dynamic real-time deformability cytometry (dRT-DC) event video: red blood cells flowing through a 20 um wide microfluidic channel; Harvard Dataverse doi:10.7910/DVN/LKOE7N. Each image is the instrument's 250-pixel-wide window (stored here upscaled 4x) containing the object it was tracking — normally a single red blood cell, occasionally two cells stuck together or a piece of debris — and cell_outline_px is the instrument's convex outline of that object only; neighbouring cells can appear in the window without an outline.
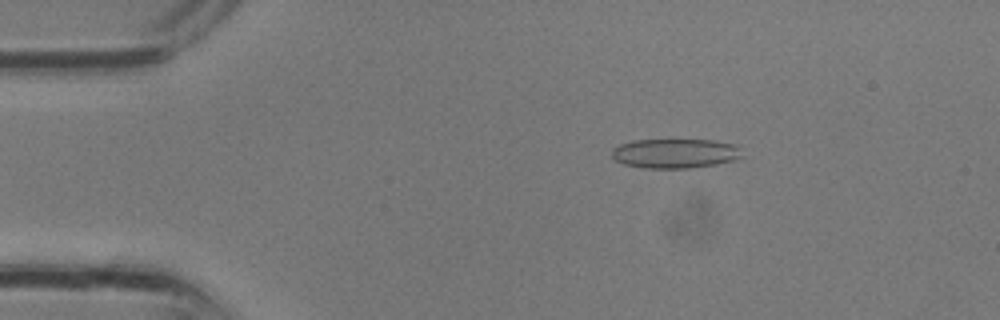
{"species": "common noctule bat (a hibernating species)", "species_latin": "Nyctalus noctula", "temperature_condition": "room temperature", "stored_images_in_passage": 9, "camera_frame_rate_fps": 3000, "um_per_image_px": 0.085, "animal": {"sex": "male", "body_mass_g": 13.3}, "frame": {"image": 1, "passage_image": 1, "time_ms": 0.0, "image_size_px": [1000, 320], "cell_outline_px": [[744, 156], [736, 160], [716, 164], [692, 168], [644, 168], [624, 164], [616, 160], [612, 156], [612, 148], [620, 144], [632, 140], [672, 136], [712, 140], [736, 144]], "centroid_in_image_um": [57.39, 12.98], "position_along_channel_um": 27.6, "area_um2": 23.7}}
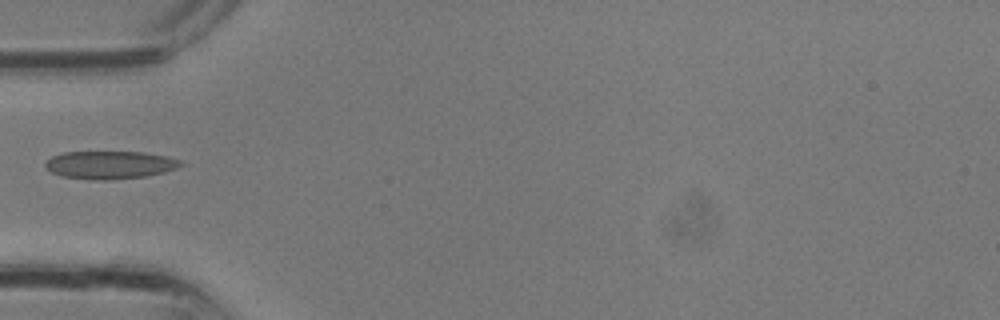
{"frame": {"image": 2, "passage_image": 6, "time_ms": 1.667, "image_size_px": [1000, 320], "cell_outline_px": [[184, 164], [176, 168], [164, 172], [144, 176], [108, 180], [92, 180], [60, 176], [44, 168], [44, 164], [52, 156], [64, 152], [144, 152], [164, 156], [180, 160]], "centroid_in_image_um": [9.3, 14.02], "position_along_channel_um": 75.7, "area_um2": 21.96}}
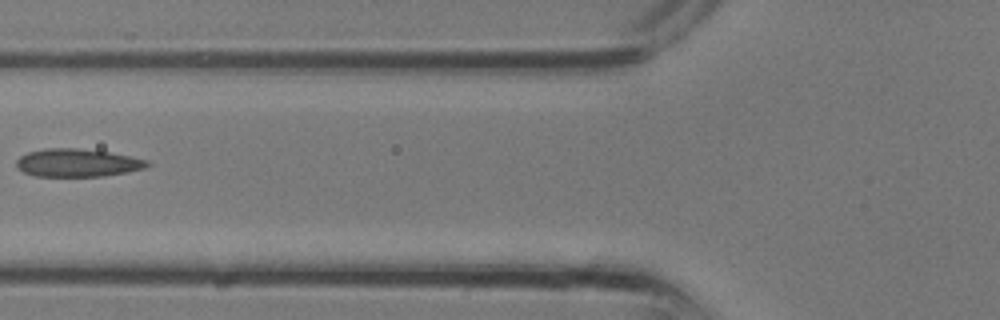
{"frame": {"image": 3, "passage_image": 8, "time_ms": 2.333, "image_size_px": [1000, 320], "cell_outline_px": [[152, 164], [144, 168], [128, 172], [104, 176], [36, 176], [24, 172], [16, 168], [16, 160], [20, 156], [28, 152], [44, 148], [76, 148], [108, 152], [148, 160]], "centroid_in_image_um": [6.56, 13.84], "position_along_channel_um": 119.2, "area_um2": 21.33}}